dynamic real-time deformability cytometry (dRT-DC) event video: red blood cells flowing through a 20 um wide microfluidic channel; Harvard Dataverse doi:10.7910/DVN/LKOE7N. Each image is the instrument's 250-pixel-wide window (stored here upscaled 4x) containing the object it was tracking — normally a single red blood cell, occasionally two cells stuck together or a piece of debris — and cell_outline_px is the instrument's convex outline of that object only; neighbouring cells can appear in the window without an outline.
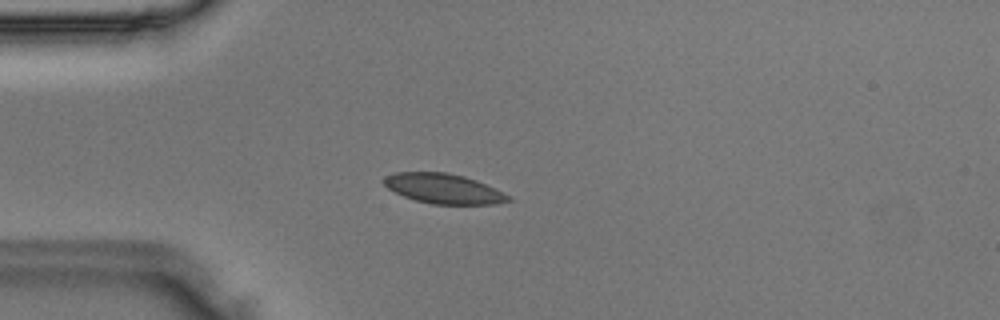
{"species": "Egyptian fruit bat (a non-hibernating species)", "species_latin": "Rousettus aegyptiacus", "temperature_condition": "room temperature", "stored_images_in_passage": 49, "camera_frame_rate_fps": 3000, "um_per_image_px": 0.085, "animal": {"sex": "male"}, "frame": {"image": 1, "passage_image": 13, "time_ms": 4.0, "image_size_px": [1000, 320], "cell_outline_px": [[512, 200], [496, 204], [432, 204], [416, 200], [404, 196], [388, 188], [380, 180], [384, 176], [396, 172], [448, 172], [464, 176], [476, 180], [512, 196]], "centroid_in_image_um": [37.7, 16.03], "position_along_channel_um": 47.3, "area_um2": 21.73}}
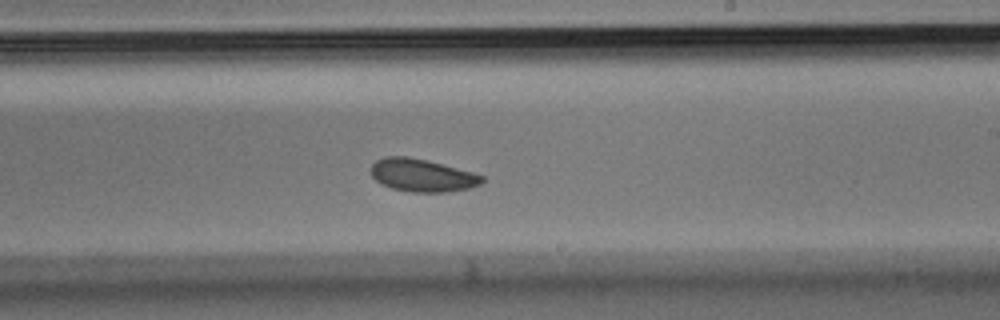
{"frame": {"image": 2, "passage_image": 29, "time_ms": 9.333, "image_size_px": [1000, 320], "cell_outline_px": [[484, 180], [480, 184], [468, 188], [444, 192], [412, 192], [392, 188], [376, 180], [372, 176], [372, 164], [376, 160], [384, 156], [408, 156], [472, 172], [484, 176]], "centroid_in_image_um": [35.87, 14.9], "position_along_channel_um": 253.1, "area_um2": 20.81}}
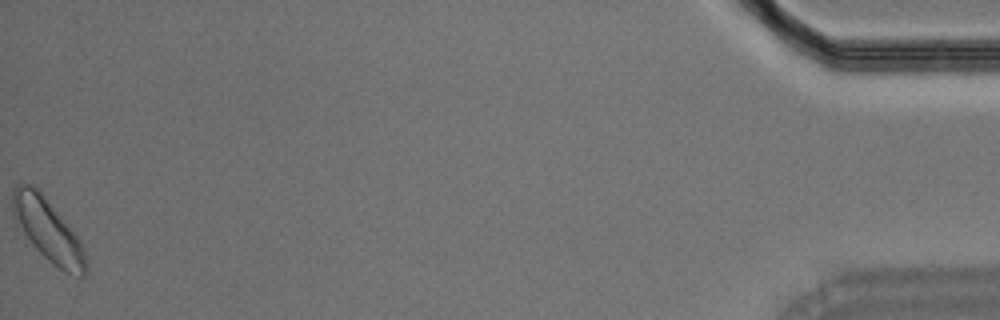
{"frame": {"image": 3, "passage_image": 49, "time_ms": 16.0, "image_size_px": [1000, 320], "cell_outline_px": [[88, 272], [84, 276], [80, 276], [68, 272], [60, 268], [48, 260], [32, 244], [12, 216], [12, 188], [16, 184], [32, 184], [40, 192], [80, 240], [84, 248], [88, 264]], "centroid_in_image_um": [4.07, 19.56], "position_along_channel_um": 431.1, "area_um2": 26.13}}